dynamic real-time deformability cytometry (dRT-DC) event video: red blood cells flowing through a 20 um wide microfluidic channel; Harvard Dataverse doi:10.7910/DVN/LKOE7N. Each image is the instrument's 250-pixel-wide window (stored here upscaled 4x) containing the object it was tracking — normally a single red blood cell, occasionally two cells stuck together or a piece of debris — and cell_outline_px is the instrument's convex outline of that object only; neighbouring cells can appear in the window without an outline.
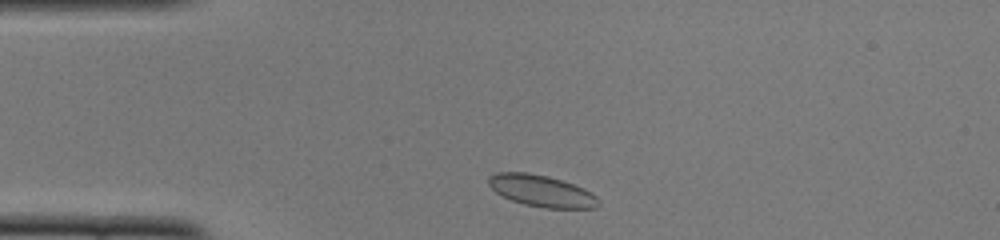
{"species": "common noctule bat (a hibernating species)", "species_latin": "Nyctalus noctula", "temperature_condition": "cold", "stored_images_in_passage": 42, "camera_frame_rate_fps": 3000, "um_per_image_px": 0.085, "animal": {"sex": "female", "body_mass_g": 22.0, "forearm_length_mm": 56.7}, "frame": {"image": 1, "passage_image": 2, "time_ms": 0.333, "image_size_px": [1000, 240], "cell_outline_px": [[600, 204], [596, 208], [544, 208], [524, 204], [512, 200], [496, 192], [488, 184], [488, 176], [496, 172], [528, 172], [548, 176], [584, 188], [592, 192], [600, 200]], "centroid_in_image_um": [46.05, 16.22], "position_along_channel_um": 39.0, "area_um2": 20.29}}
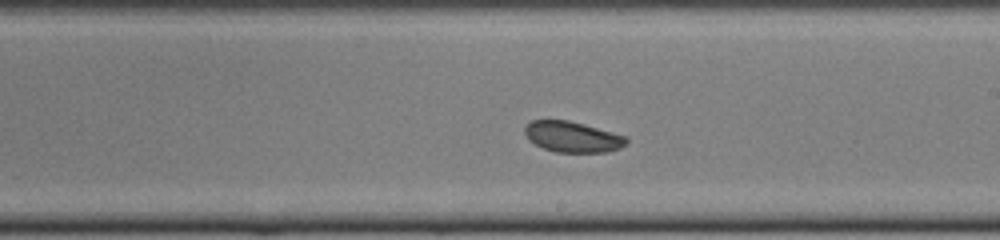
{"frame": {"image": 2, "passage_image": 20, "time_ms": 6.333, "image_size_px": [1000, 240], "cell_outline_px": [[628, 140], [620, 148], [608, 152], [556, 152], [544, 148], [528, 140], [524, 132], [524, 128], [532, 120], [568, 120], [584, 124], [628, 136]], "centroid_in_image_um": [48.67, 11.63], "position_along_channel_um": 240.3, "area_um2": 18.21}}
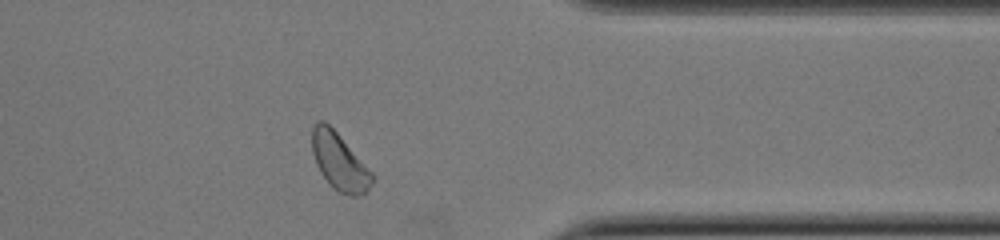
{"frame": {"image": 3, "passage_image": 32, "time_ms": 10.333, "image_size_px": [1000, 240], "cell_outline_px": [[376, 176], [372, 184], [360, 196], [348, 196], [340, 192], [320, 172], [316, 164], [312, 152], [312, 128], [316, 120], [324, 120], [336, 132]], "centroid_in_image_um": [28.85, 13.73], "position_along_channel_um": 382.5, "area_um2": 19.65}, "authors_computed_cell_mechanics": {"area_um2": 19.3341, "velocity_mm_per_s": 3.8361, "shape_relaxation_time_tau1_ms": 1.9382, "shape_relaxation_time_tau2_ms": null, "deformation_change_tau1": 0.0405, "deformation_change_tau2": null}}